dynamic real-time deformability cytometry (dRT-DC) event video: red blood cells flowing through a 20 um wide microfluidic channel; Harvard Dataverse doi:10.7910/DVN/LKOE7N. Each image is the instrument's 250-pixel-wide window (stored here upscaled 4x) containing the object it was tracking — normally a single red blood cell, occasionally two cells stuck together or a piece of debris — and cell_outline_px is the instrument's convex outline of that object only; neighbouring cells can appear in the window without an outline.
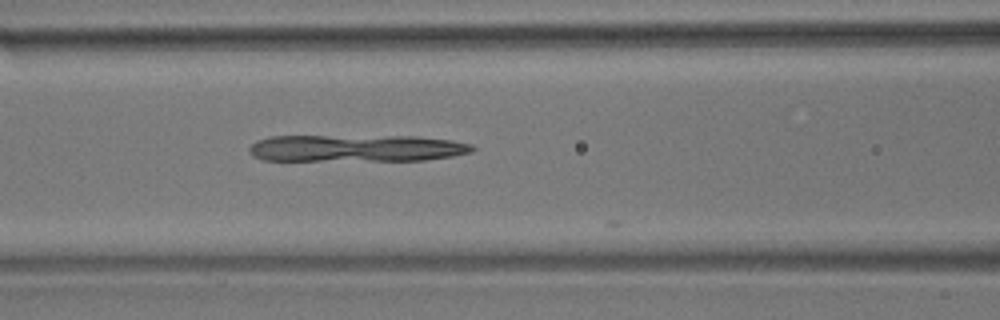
{"species": "common noctule bat (a hibernating species)", "species_latin": "Nyctalus noctula", "temperature_condition": "room temperature", "stored_images_in_passage": 56, "camera_frame_rate_fps": 3000, "um_per_image_px": 0.085, "animal": {"sex": "male", "body_mass_g": 17.9}, "frame": {"image": 1, "passage_image": 23, "time_ms": 7.333, "image_size_px": [1000, 320], "cell_outline_px": [[476, 148], [472, 152], [452, 156], [424, 160], [264, 160], [252, 156], [248, 152], [248, 148], [256, 140], [268, 136], [416, 136], [452, 140], [472, 144]], "centroid_in_image_um": [30.27, 12.59], "position_along_channel_um": 136.3, "area_um2": 35.32}}